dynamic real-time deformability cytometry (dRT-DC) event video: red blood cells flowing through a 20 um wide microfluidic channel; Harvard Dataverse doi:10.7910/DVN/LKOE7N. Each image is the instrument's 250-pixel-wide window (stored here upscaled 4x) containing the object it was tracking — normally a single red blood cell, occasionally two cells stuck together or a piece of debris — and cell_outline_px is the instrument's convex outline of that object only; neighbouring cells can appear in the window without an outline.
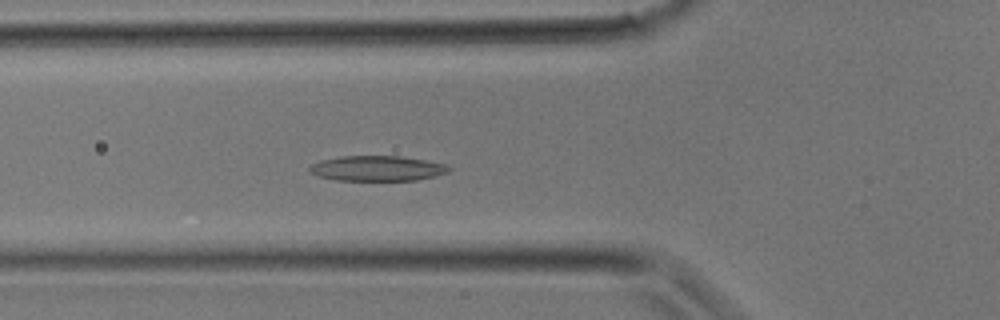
{"species": "common noctule bat (a hibernating species)", "species_latin": "Nyctalus noctula", "temperature_condition": "room temperature", "stored_images_in_passage": 10, "camera_frame_rate_fps": 3000, "um_per_image_px": 0.085, "animal": {"sex": "male", "body_mass_g": 17.9}, "frame": {"image": 1, "passage_image": 6, "time_ms": 1.667, "image_size_px": [1000, 320], "cell_outline_px": [[452, 168], [448, 172], [436, 176], [416, 180], [336, 180], [320, 176], [308, 172], [308, 168], [312, 164], [320, 160], [340, 156], [400, 156], [448, 164]], "centroid_in_image_um": [32.08, 14.31], "position_along_channel_um": 93.7, "area_um2": 20.52}}
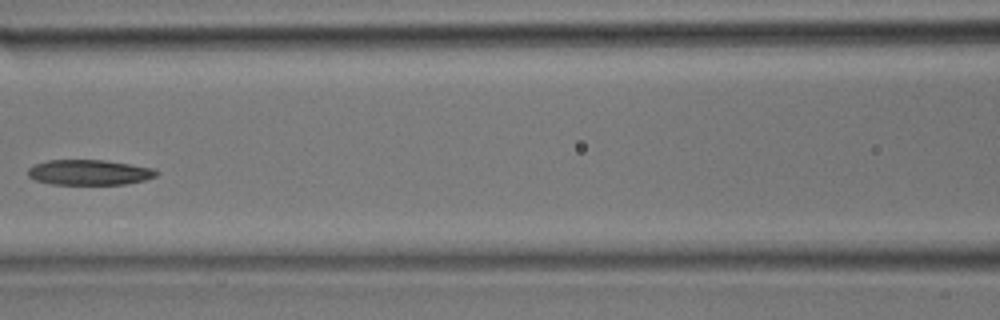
{"frame": {"image": 2, "passage_image": 9, "time_ms": 2.667, "image_size_px": [1000, 320], "cell_outline_px": [[160, 172], [156, 176], [144, 180], [124, 184], [52, 184], [32, 180], [28, 176], [28, 168], [32, 164], [48, 160], [104, 160], [152, 168]], "centroid_in_image_um": [7.53, 14.65], "position_along_channel_um": 159.1, "area_um2": 18.96}}